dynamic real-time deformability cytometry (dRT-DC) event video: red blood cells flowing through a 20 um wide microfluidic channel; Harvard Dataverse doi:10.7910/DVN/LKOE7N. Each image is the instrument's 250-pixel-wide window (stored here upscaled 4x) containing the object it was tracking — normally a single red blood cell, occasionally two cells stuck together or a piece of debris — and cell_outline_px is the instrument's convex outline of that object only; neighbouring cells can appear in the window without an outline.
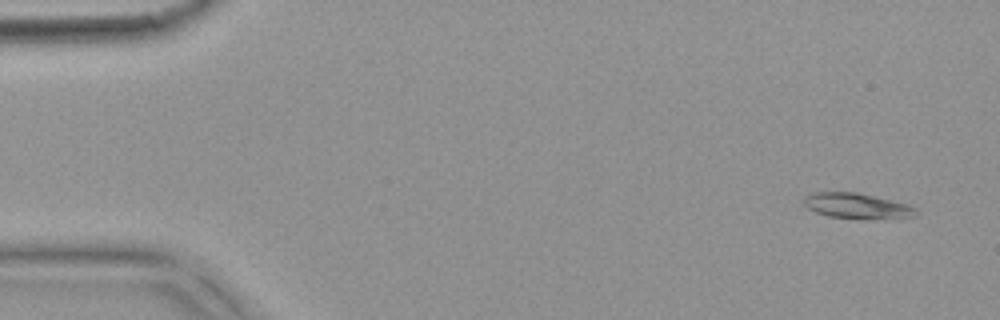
{"species": "common noctule bat (a hibernating species)", "species_latin": "Nyctalus noctula", "temperature_condition": "warm", "stored_images_in_passage": 6, "camera_frame_rate_fps": 3000, "um_per_image_px": 0.085, "animal": {"sex": "female", "body_mass_g": 18.4}, "frame": {"image": 1, "passage_image": 1, "time_ms": 0.0, "image_size_px": [1000, 320], "cell_outline_px": [[920, 212], [916, 216], [868, 220], [864, 220], [828, 216], [816, 212], [808, 208], [804, 204], [804, 196], [808, 192], [856, 192], [908, 204], [916, 208]], "centroid_in_image_um": [72.85, 17.51], "position_along_channel_um": 12.1, "area_um2": 16.94}}
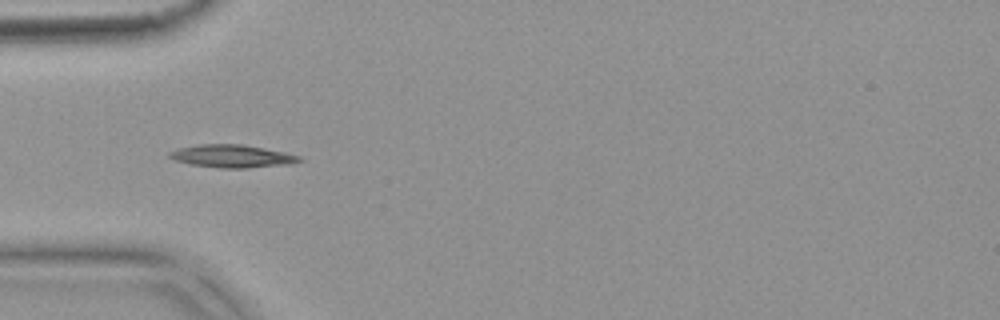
{"frame": {"image": 2, "passage_image": 5, "time_ms": 1.333, "image_size_px": [1000, 320], "cell_outline_px": [[304, 160], [292, 164], [248, 168], [220, 168], [192, 164], [176, 160], [168, 156], [168, 152], [176, 148], [200, 144], [240, 144], [264, 148], [284, 152], [300, 156]], "centroid_in_image_um": [19.75, 13.27], "position_along_channel_um": 65.3, "area_um2": 17.28}}